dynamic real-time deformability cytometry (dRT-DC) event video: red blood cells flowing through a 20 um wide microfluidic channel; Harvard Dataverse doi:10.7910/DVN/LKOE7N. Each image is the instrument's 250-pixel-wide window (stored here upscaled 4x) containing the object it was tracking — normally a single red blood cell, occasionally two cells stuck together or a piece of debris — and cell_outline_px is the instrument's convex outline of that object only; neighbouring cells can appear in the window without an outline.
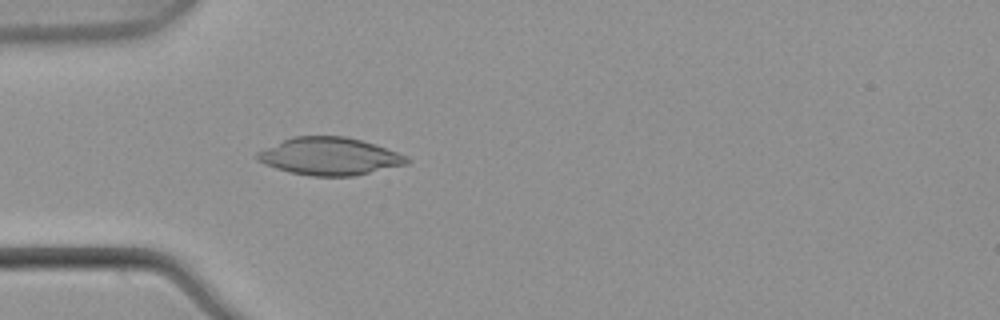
{"species": "common noctule bat (a hibernating species)", "species_latin": "Nyctalus noctula", "temperature_condition": "warm", "stored_images_in_passage": 3, "camera_frame_rate_fps": 3000, "um_per_image_px": 0.085, "animal": {"sex": "male", "body_mass_g": 21.5, "forearm_length_mm": 52.0}, "frame": {"image": 1, "passage_image": 3, "time_ms": 0.667, "image_size_px": [1000, 320], "cell_outline_px": [[412, 160], [408, 164], [352, 176], [312, 176], [288, 172], [264, 164], [256, 160], [256, 152], [292, 136], [344, 136], [376, 144], [408, 156]], "centroid_in_image_um": [28.02, 13.29], "position_along_channel_um": 57.0, "area_um2": 32.83}}